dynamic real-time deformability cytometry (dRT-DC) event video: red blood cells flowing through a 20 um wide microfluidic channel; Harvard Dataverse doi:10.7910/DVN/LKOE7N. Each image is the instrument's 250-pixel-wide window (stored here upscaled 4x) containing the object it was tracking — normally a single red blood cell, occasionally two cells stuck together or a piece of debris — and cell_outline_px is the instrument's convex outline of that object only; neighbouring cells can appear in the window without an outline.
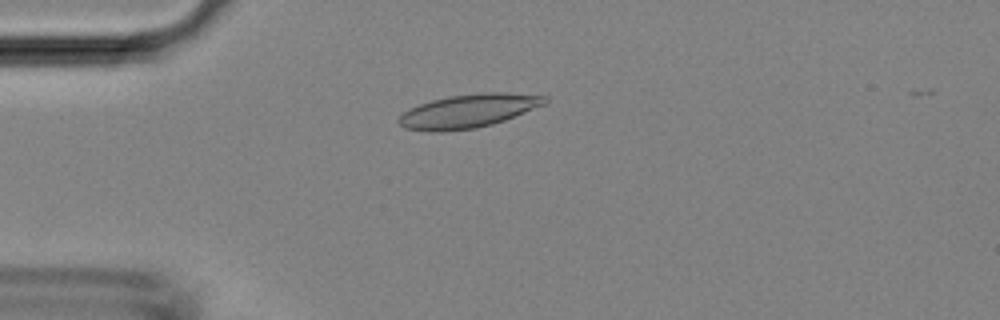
{"species": "Egyptian fruit bat (a non-hibernating species)", "species_latin": "Rousettus aegyptiacus", "temperature_condition": "room temperature", "stored_images_in_passage": 47, "camera_frame_rate_fps": 3000, "um_per_image_px": 0.085, "animal": {"sex": "female"}, "frame": {"image": 1, "passage_image": 12, "time_ms": 3.667, "image_size_px": [1000, 320], "cell_outline_px": [[548, 100], [544, 104], [504, 120], [492, 124], [476, 128], [444, 132], [428, 132], [404, 128], [396, 120], [404, 112], [420, 104], [432, 100], [448, 96], [480, 92], [504, 92], [548, 96]], "centroid_in_image_um": [39.79, 9.44], "position_along_channel_um": 45.2, "area_um2": 28.55}}
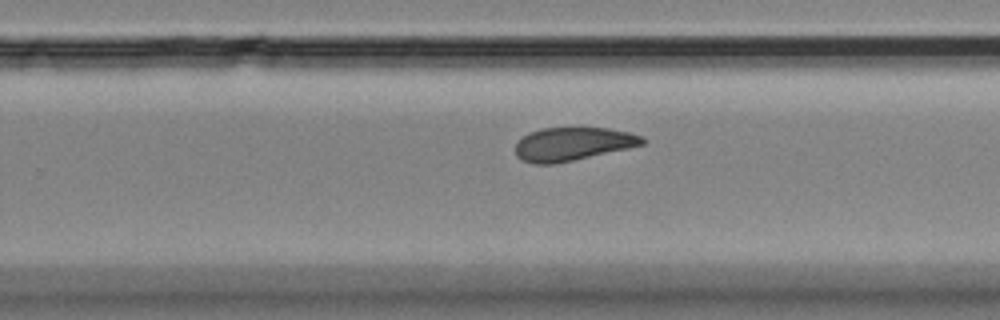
{"frame": {"image": 2, "passage_image": 30, "time_ms": 9.667, "image_size_px": [1000, 320], "cell_outline_px": [[648, 140], [644, 144], [628, 148], [556, 164], [532, 164], [520, 160], [516, 156], [516, 144], [528, 132], [540, 128], [608, 128], [628, 132], [644, 136]], "centroid_in_image_um": [48.68, 12.24], "position_along_channel_um": 281.1, "area_um2": 24.8}}
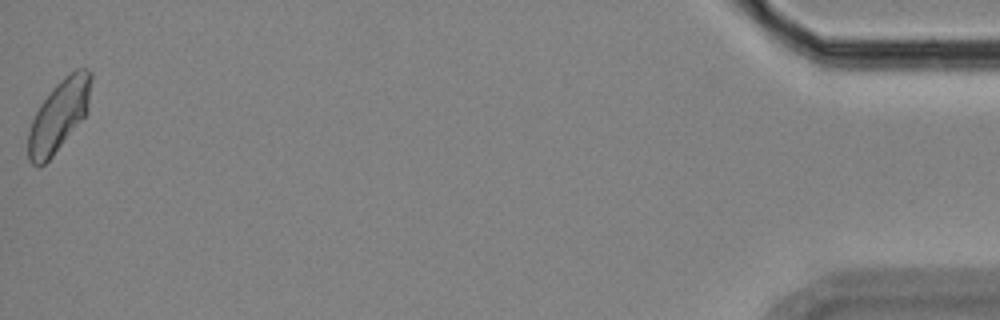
{"frame": {"image": 3, "passage_image": 47, "time_ms": 15.333, "image_size_px": [1000, 320], "cell_outline_px": [[92, 76], [88, 112], [52, 156], [44, 164], [32, 164], [28, 160], [28, 132], [32, 120], [40, 104], [52, 88], [64, 76], [76, 68], [88, 68], [92, 72]], "centroid_in_image_um": [5.03, 9.77], "position_along_channel_um": 430.2, "area_um2": 26.01}}